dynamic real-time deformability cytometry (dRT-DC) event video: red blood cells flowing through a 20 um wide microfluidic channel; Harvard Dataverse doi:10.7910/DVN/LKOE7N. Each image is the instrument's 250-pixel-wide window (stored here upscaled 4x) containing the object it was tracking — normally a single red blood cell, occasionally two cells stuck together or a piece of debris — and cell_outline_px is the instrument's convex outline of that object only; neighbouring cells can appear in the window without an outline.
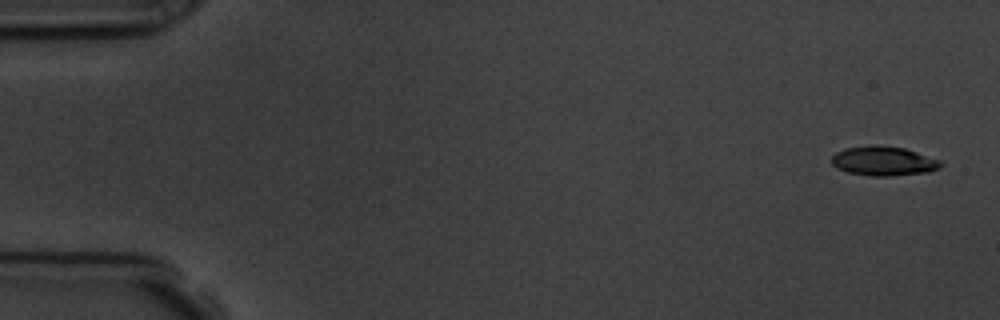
{"species": "common noctule bat (a hibernating species)", "species_latin": "Nyctalus noctula", "temperature_condition": "room temperature", "stored_images_in_passage": 5, "camera_frame_rate_fps": 3000, "um_per_image_px": 0.085, "animal": {"sex": "male", "body_mass_g": 19.5, "forearm_length_mm": 54.6}, "frame": {"image": 1, "passage_image": 1, "time_ms": 0.0, "image_size_px": [1000, 320], "cell_outline_px": [[944, 164], [940, 168], [928, 172], [888, 176], [872, 176], [848, 172], [836, 168], [832, 164], [832, 156], [836, 152], [844, 148], [868, 144], [876, 144], [904, 148], [940, 160]], "centroid_in_image_um": [75.08, 13.67], "position_along_channel_um": 9.9, "area_um2": 18.84}}
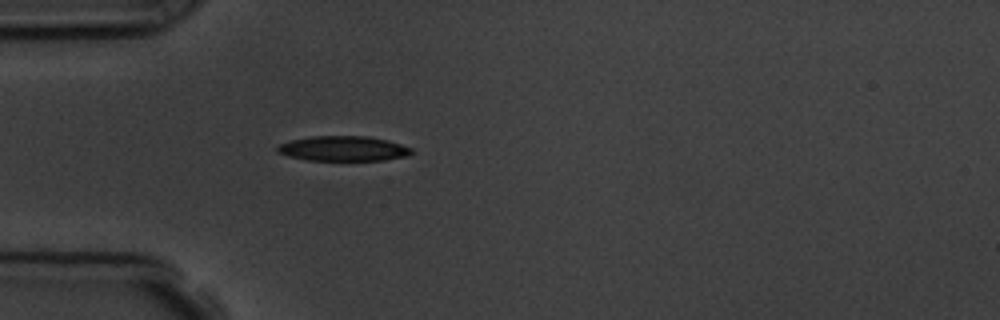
{"frame": {"image": 2, "passage_image": 5, "time_ms": 4.667, "image_size_px": [1000, 320], "cell_outline_px": [[412, 152], [408, 156], [384, 160], [308, 160], [288, 156], [276, 152], [276, 148], [280, 144], [288, 140], [312, 136], [368, 136], [388, 140], [412, 148]], "centroid_in_image_um": [29.16, 12.62], "position_along_channel_um": 55.8, "area_um2": 19.59}}